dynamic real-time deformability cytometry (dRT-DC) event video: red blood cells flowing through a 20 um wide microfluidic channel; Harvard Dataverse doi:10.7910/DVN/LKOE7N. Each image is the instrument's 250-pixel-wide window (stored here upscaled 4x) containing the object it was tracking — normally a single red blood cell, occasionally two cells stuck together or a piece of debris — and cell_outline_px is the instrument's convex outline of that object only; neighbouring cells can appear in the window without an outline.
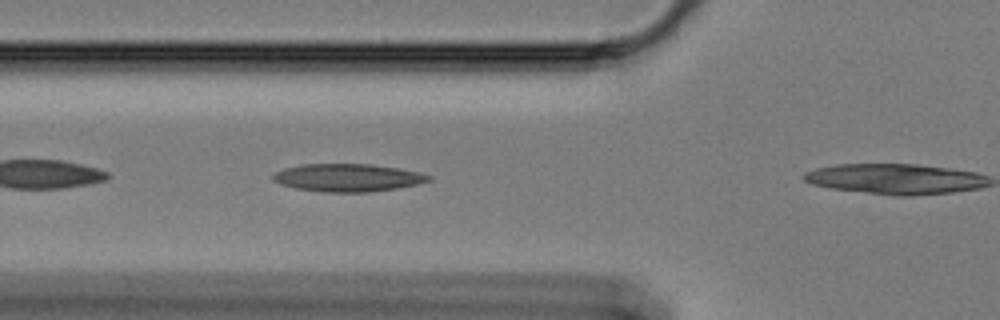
{"species": "Egyptian fruit bat (a non-hibernating species)", "species_latin": "Rousettus aegyptiacus", "temperature_condition": "cold", "stored_images_in_passage": 10, "camera_frame_rate_fps": 3000, "um_per_image_px": 0.085, "animal": {"sex": "female"}, "frame": {"image": 1, "passage_image": 9, "time_ms": 2.667, "image_size_px": [1000, 320], "cell_outline_px": [[432, 180], [416, 184], [396, 188], [368, 192], [320, 192], [296, 188], [280, 184], [272, 180], [272, 176], [276, 172], [284, 168], [300, 164], [372, 164], [420, 172], [432, 176]], "centroid_in_image_um": [29.53, 15.1], "position_along_channel_um": 96.3, "area_um2": 25.2}}